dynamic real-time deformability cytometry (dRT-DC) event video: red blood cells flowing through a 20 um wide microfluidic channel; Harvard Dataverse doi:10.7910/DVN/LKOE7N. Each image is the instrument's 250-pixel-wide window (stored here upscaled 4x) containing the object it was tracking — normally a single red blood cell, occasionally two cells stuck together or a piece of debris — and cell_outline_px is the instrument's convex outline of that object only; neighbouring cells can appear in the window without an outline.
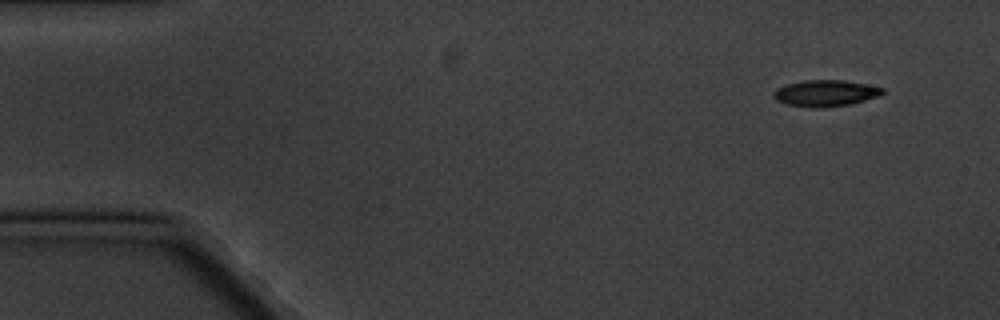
{"species": "common noctule bat (a hibernating species)", "species_latin": "Nyctalus noctula", "temperature_condition": "cold", "stored_images_in_passage": 10, "camera_frame_rate_fps": 3000, "um_per_image_px": 0.085, "animal": {"sex": "male", "body_mass_g": 20.1, "forearm_length_mm": 53.5}, "frame": {"image": 1, "passage_image": 1, "time_ms": 0.0, "image_size_px": [1000, 320], "cell_outline_px": [[884, 92], [880, 96], [852, 104], [820, 108], [812, 108], [788, 104], [776, 100], [772, 96], [772, 92], [776, 88], [788, 84], [804, 80], [844, 80], [884, 88]], "centroid_in_image_um": [70.16, 7.93], "position_along_channel_um": 14.8, "area_um2": 16.82}}
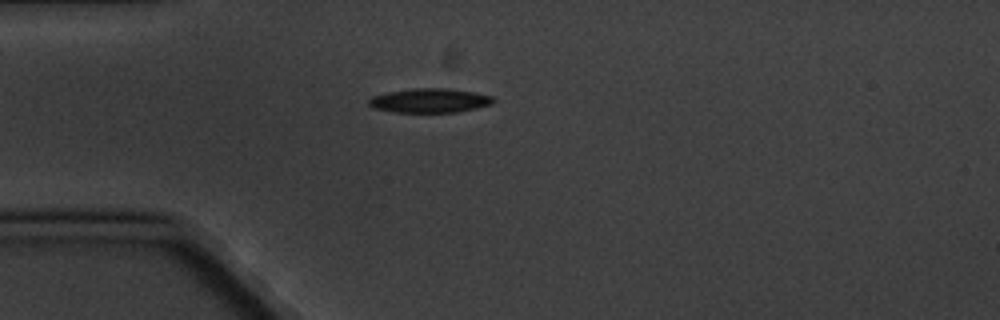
{"frame": {"image": 2, "passage_image": 4, "time_ms": 3.667, "image_size_px": [1000, 320], "cell_outline_px": [[496, 100], [492, 104], [476, 108], [456, 112], [392, 112], [372, 108], [368, 104], [368, 100], [372, 96], [388, 92], [416, 88], [448, 88], [472, 92], [492, 96]], "centroid_in_image_um": [36.51, 8.55], "position_along_channel_um": 48.5, "area_um2": 17.57}}